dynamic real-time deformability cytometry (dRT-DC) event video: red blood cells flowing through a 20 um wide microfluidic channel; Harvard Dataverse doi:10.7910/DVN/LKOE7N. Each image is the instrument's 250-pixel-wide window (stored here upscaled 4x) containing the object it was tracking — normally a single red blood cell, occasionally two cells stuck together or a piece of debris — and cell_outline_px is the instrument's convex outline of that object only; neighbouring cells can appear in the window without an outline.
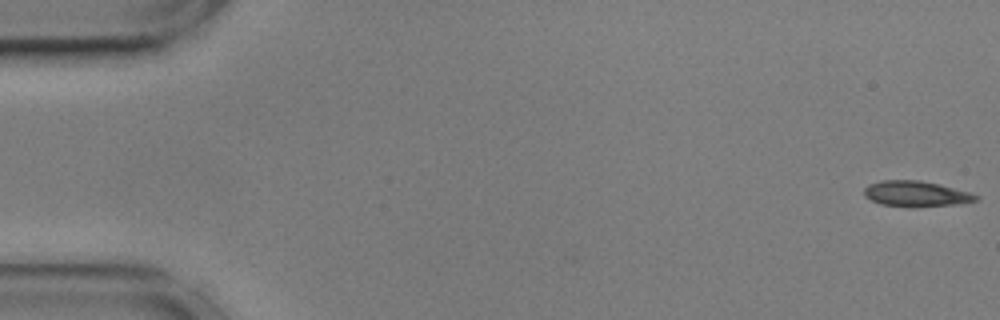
{"species": "common noctule bat (a hibernating species)", "species_latin": "Nyctalus noctula", "temperature_condition": "cold", "stored_images_in_passage": 11, "camera_frame_rate_fps": 3000, "um_per_image_px": 0.085, "animal": {"sex": "male", "body_mass_g": 17.9, "forearm_length_mm": 54.2}, "frame": {"image": 1, "passage_image": 1, "time_ms": 0.0, "image_size_px": [1000, 320], "cell_outline_px": [[980, 200], [960, 204], [912, 208], [880, 204], [864, 196], [864, 188], [868, 184], [880, 180], [920, 180], [940, 184], [968, 192], [980, 196]], "centroid_in_image_um": [77.87, 16.48], "position_along_channel_um": 7.1, "area_um2": 17.05}}